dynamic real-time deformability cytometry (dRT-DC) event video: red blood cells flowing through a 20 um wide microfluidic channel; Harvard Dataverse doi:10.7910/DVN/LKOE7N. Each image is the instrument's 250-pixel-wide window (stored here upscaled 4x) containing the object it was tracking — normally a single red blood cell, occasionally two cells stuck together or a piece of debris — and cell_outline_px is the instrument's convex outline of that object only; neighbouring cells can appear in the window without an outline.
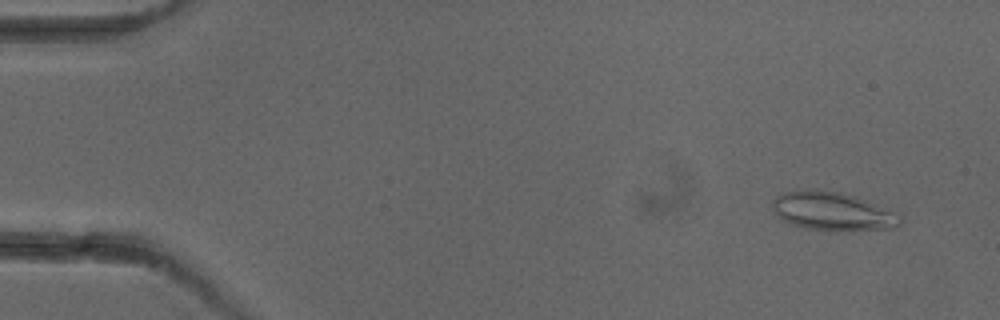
{"species": "common noctule bat (a hibernating species)", "species_latin": "Nyctalus noctula", "temperature_condition": "cold", "stored_images_in_passage": 6, "camera_frame_rate_fps": 3000, "um_per_image_px": 0.085, "animal": {"sex": "female"}, "frame": {"image": 1, "passage_image": 1, "time_ms": 0.0, "image_size_px": [1000, 320], "cell_outline_px": [[904, 220], [896, 228], [852, 232], [836, 232], [808, 228], [792, 224], [780, 220], [772, 208], [772, 200], [776, 196], [784, 192], [816, 188], [840, 192], [864, 200], [892, 212], [900, 216]], "centroid_in_image_um": [70.74, 17.99], "position_along_channel_um": 14.3, "area_um2": 29.02}}
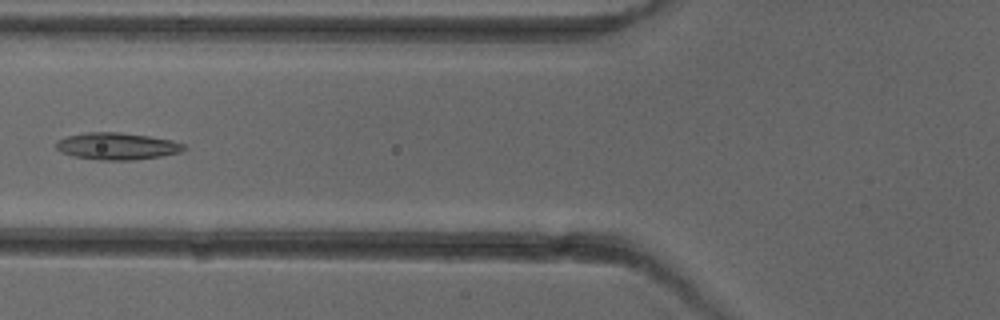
{"frame": {"image": 2, "passage_image": 6, "time_ms": 5.667, "image_size_px": [1000, 320], "cell_outline_px": [[188, 148], [180, 152], [160, 156], [132, 160], [100, 160], [72, 156], [60, 152], [56, 148], [56, 140], [68, 136], [88, 132], [120, 132], [148, 136], [172, 140], [184, 144]], "centroid_in_image_um": [9.93, 12.42], "position_along_channel_um": 115.9, "area_um2": 20.11}}